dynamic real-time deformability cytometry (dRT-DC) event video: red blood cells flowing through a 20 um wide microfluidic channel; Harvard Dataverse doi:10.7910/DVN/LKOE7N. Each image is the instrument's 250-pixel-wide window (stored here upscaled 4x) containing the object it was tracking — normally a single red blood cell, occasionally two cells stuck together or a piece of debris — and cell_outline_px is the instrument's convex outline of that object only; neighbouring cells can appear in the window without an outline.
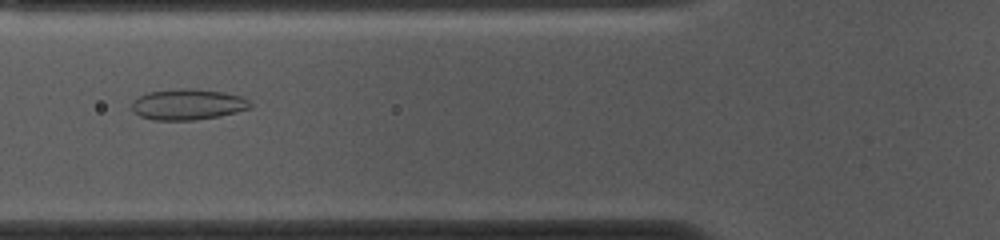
{"species": "common noctule bat (a hibernating species)", "species_latin": "Nyctalus noctula", "temperature_condition": "cold", "stored_images_in_passage": 41, "camera_frame_rate_fps": 3000, "um_per_image_px": 0.085, "animal": {"sex": "female", "body_mass_g": 10.0, "forearm_length_mm": 53.1}, "frame": {"image": 1, "passage_image": 6, "time_ms": 1.667, "image_size_px": [1000, 240], "cell_outline_px": [[252, 108], [220, 116], [196, 120], [152, 120], [140, 116], [132, 108], [132, 104], [140, 96], [148, 92], [184, 88], [188, 88], [224, 92], [244, 96], [252, 104]], "centroid_in_image_um": [16.03, 8.88], "position_along_channel_um": 109.8, "area_um2": 21.27}}
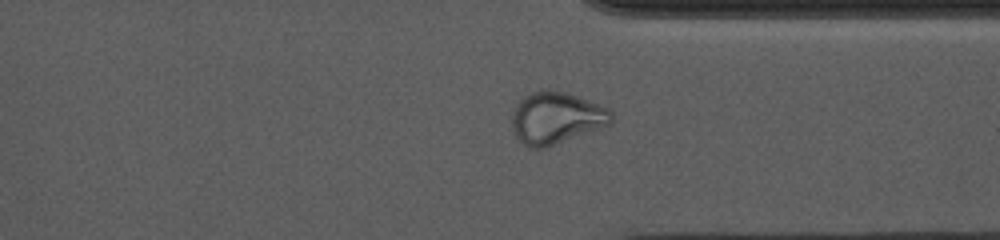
{"frame": {"image": 2, "passage_image": 27, "time_ms": 8.667, "image_size_px": [1000, 240], "cell_outline_px": [[612, 120], [608, 124], [544, 148], [528, 148], [516, 136], [512, 128], [512, 108], [524, 96], [532, 92], [544, 88], [576, 96], [608, 108], [612, 112]], "centroid_in_image_um": [47.21, 10.01], "position_along_channel_um": 364.2, "area_um2": 29.54}}
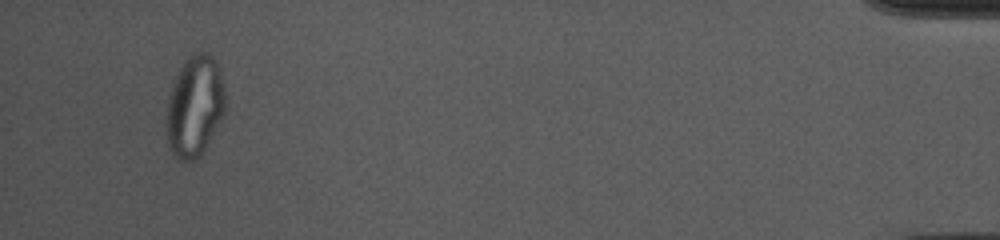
{"frame": {"image": 3, "passage_image": 38, "time_ms": 12.333, "image_size_px": [1000, 240], "cell_outline_px": [[224, 116], [200, 156], [192, 160], [180, 160], [168, 148], [168, 100], [176, 76], [180, 68], [188, 56], [192, 52], [208, 52], [216, 60], [220, 72], [224, 92]], "centroid_in_image_um": [16.57, 9.01], "position_along_channel_um": 418.6, "area_um2": 34.1}, "authors_computed_cell_mechanics": {"area_um2": 23.698, "velocity_mm_per_s": 3.6477, "shape_relaxation_time_tau1_ms": null, "shape_relaxation_time_tau2_ms": 2.176, "deformation_change_tau1": null, "deformation_change_tau2": 0.0787}}